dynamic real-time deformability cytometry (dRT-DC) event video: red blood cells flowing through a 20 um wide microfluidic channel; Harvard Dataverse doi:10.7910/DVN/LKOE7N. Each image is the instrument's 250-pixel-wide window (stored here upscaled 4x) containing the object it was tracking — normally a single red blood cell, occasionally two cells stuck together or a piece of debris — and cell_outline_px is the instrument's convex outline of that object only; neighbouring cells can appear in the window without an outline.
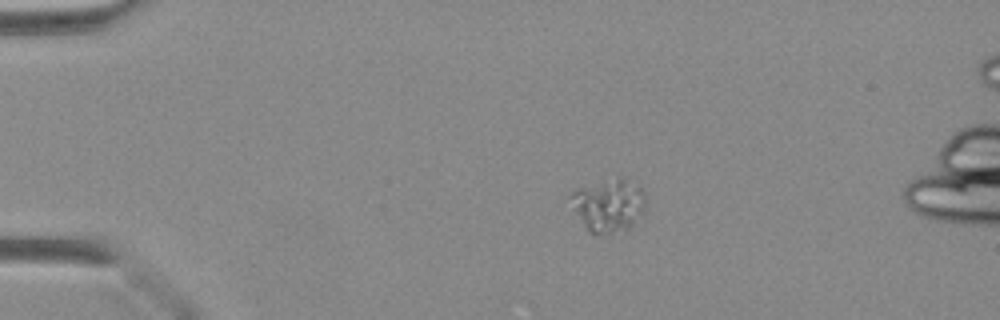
{"species": "Egyptian fruit bat (a non-hibernating species)", "species_latin": "Rousettus aegyptiacus", "temperature_condition": "warm", "stored_images_in_passage": 35, "camera_frame_rate_fps": 3000, "um_per_image_px": 0.085, "animal": {"sex": "female"}, "frame": {"image": 1, "passage_image": 1, "time_ms": 0.0, "image_size_px": [1000, 320], "cell_outline_px": [[644, 216], [636, 224], [628, 228], [612, 232], [588, 232], [572, 208], [568, 196], [568, 192], [576, 188], [620, 176], [640, 188], [644, 192]], "centroid_in_image_um": [51.7, 17.43], "position_along_channel_um": 33.3, "area_um2": 23.24}}
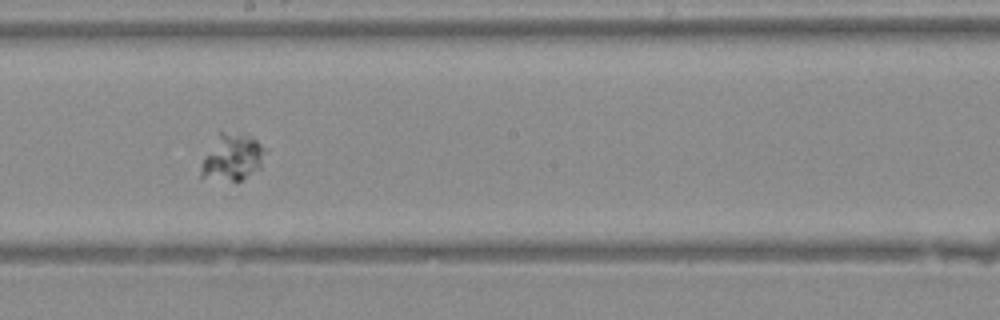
{"frame": {"image": 2, "passage_image": 17, "time_ms": 5.333, "image_size_px": [1000, 320], "cell_outline_px": [[264, 148], [260, 168], [240, 180], [232, 180], [200, 176], [200, 168], [204, 156], [220, 132], [224, 132], [248, 136], [256, 140]], "centroid_in_image_um": [19.72, 13.37], "position_along_channel_um": 228.5, "area_um2": 16.59}}
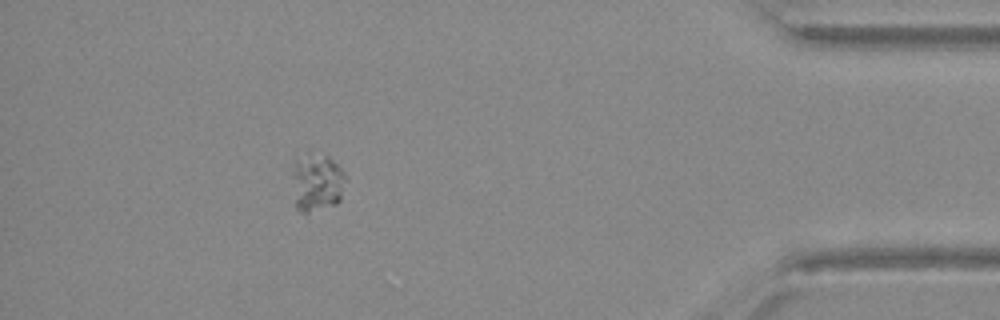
{"frame": {"image": 3, "passage_image": 31, "time_ms": 10.0, "image_size_px": [1000, 320], "cell_outline_px": [[344, 176], [340, 200], [336, 204], [308, 212], [300, 212], [296, 208], [292, 172], [296, 156], [308, 152], [328, 156], [344, 172]], "centroid_in_image_um": [26.89, 15.47], "position_along_channel_um": 408.3, "area_um2": 17.86}}